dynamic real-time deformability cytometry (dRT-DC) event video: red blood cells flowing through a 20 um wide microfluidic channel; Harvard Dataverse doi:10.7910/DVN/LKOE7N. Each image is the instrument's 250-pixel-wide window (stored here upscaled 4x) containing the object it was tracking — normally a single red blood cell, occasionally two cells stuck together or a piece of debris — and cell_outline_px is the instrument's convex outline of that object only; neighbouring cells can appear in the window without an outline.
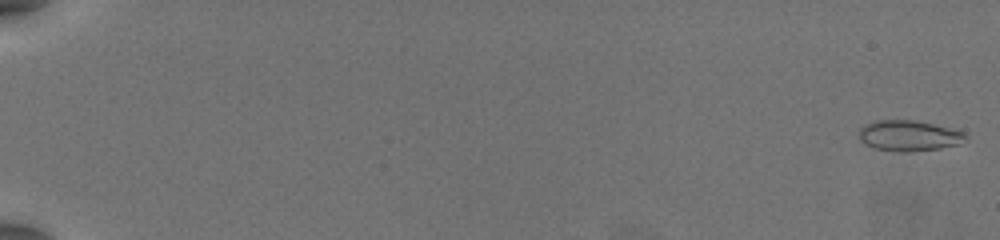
{"species": "common noctule bat (a hibernating species)", "species_latin": "Nyctalus noctula", "temperature_condition": "warm", "stored_images_in_passage": 36, "camera_frame_rate_fps": 3000, "um_per_image_px": 0.085, "animal": {"sex": "female", "body_mass_g": 19.5, "forearm_length_mm": 54.1}, "frame": {"image": 1, "passage_image": 1, "time_ms": 0.0, "image_size_px": [1000, 240], "cell_outline_px": [[968, 140], [960, 144], [940, 148], [908, 152], [904, 152], [876, 148], [864, 144], [860, 140], [860, 128], [864, 124], [876, 120], [916, 120], [964, 132], [968, 136]], "centroid_in_image_um": [77.27, 11.53], "position_along_channel_um": 7.7, "area_um2": 19.02}}
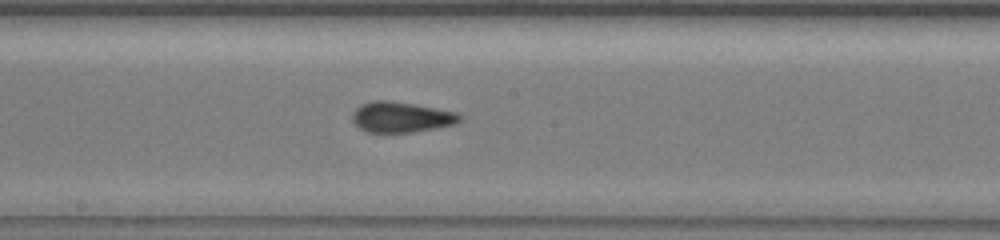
{"frame": {"image": 2, "passage_image": 22, "time_ms": 7.0, "image_size_px": [1000, 240], "cell_outline_px": [[464, 116], [456, 124], [436, 128], [412, 132], [368, 132], [360, 128], [352, 120], [352, 112], [360, 104], [372, 100], [388, 100], [412, 104], [456, 112]], "centroid_in_image_um": [34.09, 9.95], "position_along_channel_um": 214.1, "area_um2": 19.07}}
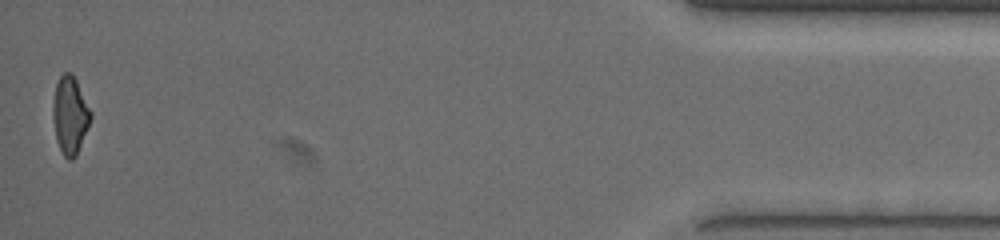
{"frame": {"image": 3, "passage_image": 36, "time_ms": 11.667, "image_size_px": [1000, 240], "cell_outline_px": [[92, 116], [88, 128], [76, 156], [72, 160], [68, 160], [64, 156], [56, 140], [52, 116], [52, 108], [56, 84], [60, 76], [64, 72], [72, 72], [92, 112]], "centroid_in_image_um": [5.95, 9.79], "position_along_channel_um": 429.2, "area_um2": 17.17}, "authors_computed_cell_mechanics": {"area_um2": 18.0914, "velocity_mm_per_s": 3.9461, "shape_relaxation_time_tau1_ms": 4.6085, "shape_relaxation_time_tau2_ms": 1.0496, "deformation_change_tau1": 0.1507, "deformation_change_tau2": 0.0743}}